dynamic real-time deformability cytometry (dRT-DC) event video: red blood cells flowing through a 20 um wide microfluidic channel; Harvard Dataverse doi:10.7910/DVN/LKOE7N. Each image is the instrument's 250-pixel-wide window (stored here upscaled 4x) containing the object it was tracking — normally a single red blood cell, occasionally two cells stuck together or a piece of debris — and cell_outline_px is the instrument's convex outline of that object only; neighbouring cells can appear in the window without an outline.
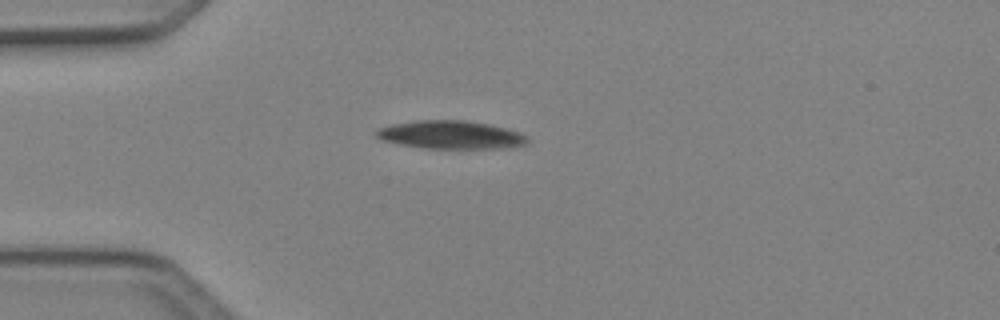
{"species": "Egyptian fruit bat (a non-hibernating species)", "species_latin": "Rousettus aegyptiacus", "temperature_condition": "cold", "stored_images_in_passage": 2, "camera_frame_rate_fps": 3000, "um_per_image_px": 0.085, "animal": {"sex": "female"}, "frame": {"image": 1, "passage_image": 1, "time_ms": 0.0, "image_size_px": [1000, 320], "cell_outline_px": [[528, 144], [508, 148], [424, 148], [400, 144], [380, 140], [376, 136], [376, 132], [380, 128], [392, 124], [416, 120], [464, 120], [488, 124], [508, 128], [520, 132], [528, 136]], "centroid_in_image_um": [38.36, 11.46], "position_along_channel_um": 46.6, "area_um2": 24.91}}